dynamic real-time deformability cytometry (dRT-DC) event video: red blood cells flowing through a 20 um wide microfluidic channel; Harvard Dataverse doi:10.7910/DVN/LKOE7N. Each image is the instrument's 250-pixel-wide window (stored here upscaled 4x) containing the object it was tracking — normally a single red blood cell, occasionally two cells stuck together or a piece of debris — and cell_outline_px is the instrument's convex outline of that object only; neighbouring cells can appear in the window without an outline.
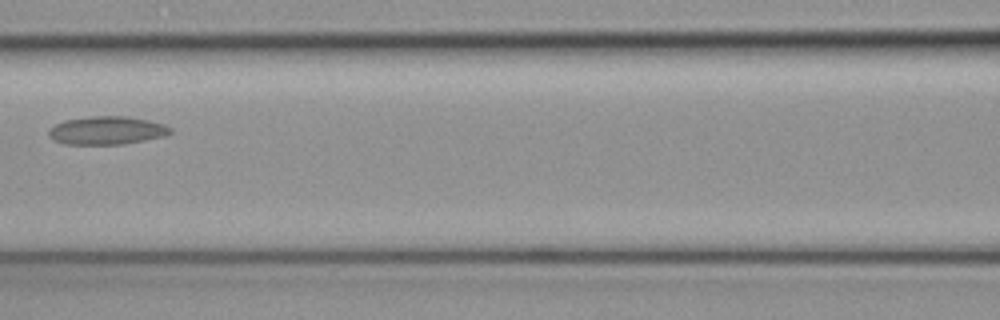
{"species": "common noctule bat (a hibernating species)", "species_latin": "Nyctalus noctula", "temperature_condition": "cold", "stored_images_in_passage": 7, "camera_frame_rate_fps": 3000, "um_per_image_px": 0.085, "animal": {"sex": "female", "body_mass_g": 19.3, "forearm_length_mm": 54.1}, "frame": {"image": 1, "passage_image": 6, "time_ms": 1.667, "image_size_px": [1000, 320], "cell_outline_px": [[172, 132], [164, 136], [124, 144], [64, 144], [52, 140], [48, 136], [48, 128], [64, 120], [92, 116], [128, 116], [148, 120], [164, 124], [172, 128]], "centroid_in_image_um": [9.05, 11.08], "position_along_channel_um": 157.5, "area_um2": 20.11}}
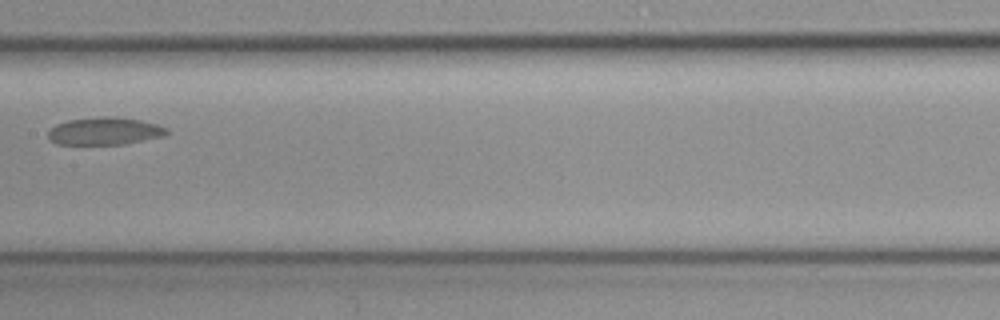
{"frame": {"image": 2, "passage_image": 7, "time_ms": 2.0, "image_size_px": [1000, 320], "cell_outline_px": [[168, 132], [164, 136], [124, 144], [56, 144], [48, 140], [48, 132], [56, 124], [68, 120], [104, 116], [116, 116], [140, 120], [156, 124], [168, 128]], "centroid_in_image_um": [8.89, 11.14], "position_along_channel_um": 198.5, "area_um2": 19.07}}